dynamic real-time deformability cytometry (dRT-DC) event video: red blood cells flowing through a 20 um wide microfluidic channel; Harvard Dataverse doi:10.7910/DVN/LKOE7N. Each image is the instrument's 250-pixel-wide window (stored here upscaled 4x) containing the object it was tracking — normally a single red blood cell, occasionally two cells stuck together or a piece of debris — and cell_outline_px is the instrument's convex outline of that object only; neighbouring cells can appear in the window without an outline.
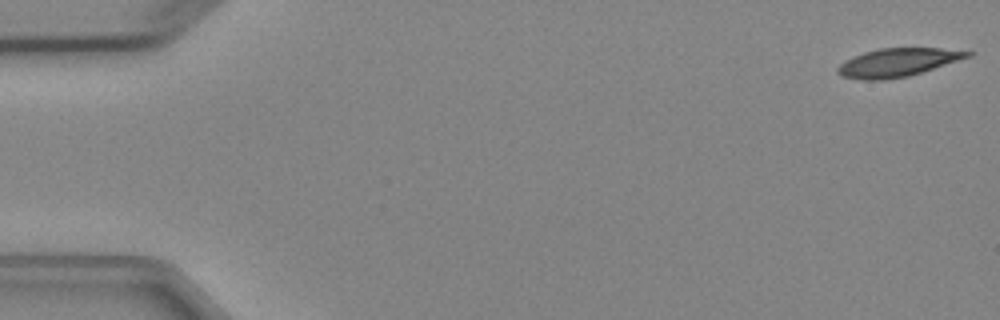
{"species": "Egyptian fruit bat (a non-hibernating species)", "species_latin": "Rousettus aegyptiacus", "temperature_condition": "cold", "stored_images_in_passage": 8, "camera_frame_rate_fps": 3000, "um_per_image_px": 0.085, "animal": {"sex": "female"}, "frame": {"image": 1, "passage_image": 1, "time_ms": 0.0, "image_size_px": [1000, 320], "cell_outline_px": [[976, 52], [972, 56], [908, 76], [884, 80], [864, 80], [840, 76], [836, 72], [836, 68], [844, 60], [864, 52], [880, 48], [940, 48]], "centroid_in_image_um": [76.28, 5.31], "position_along_channel_um": 8.7, "area_um2": 21.44}}